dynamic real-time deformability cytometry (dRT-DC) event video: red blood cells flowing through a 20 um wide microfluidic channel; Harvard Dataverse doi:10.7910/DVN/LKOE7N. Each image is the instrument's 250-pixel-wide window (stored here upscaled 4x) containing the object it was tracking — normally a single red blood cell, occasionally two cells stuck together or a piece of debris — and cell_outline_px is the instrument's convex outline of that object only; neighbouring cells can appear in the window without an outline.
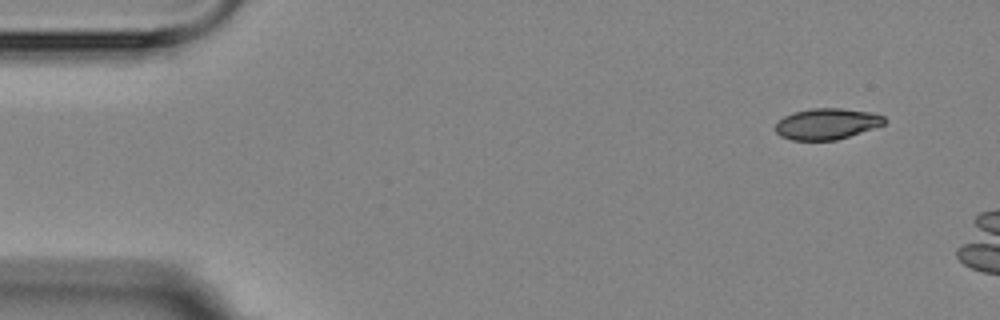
{"species": "Egyptian fruit bat (a non-hibernating species)", "species_latin": "Rousettus aegyptiacus", "temperature_condition": "room temperature", "stored_images_in_passage": 6, "camera_frame_rate_fps": 3000, "um_per_image_px": 0.085, "animal": {"sex": "female"}, "frame": {"image": 1, "passage_image": 1, "time_ms": 0.0, "image_size_px": [1000, 320], "cell_outline_px": [[888, 120], [884, 124], [836, 140], [792, 140], [780, 136], [776, 132], [776, 124], [784, 116], [792, 112], [812, 108], [840, 108], [872, 112], [884, 116]], "centroid_in_image_um": [70.28, 10.51], "position_along_channel_um": 14.7, "area_um2": 19.65}}
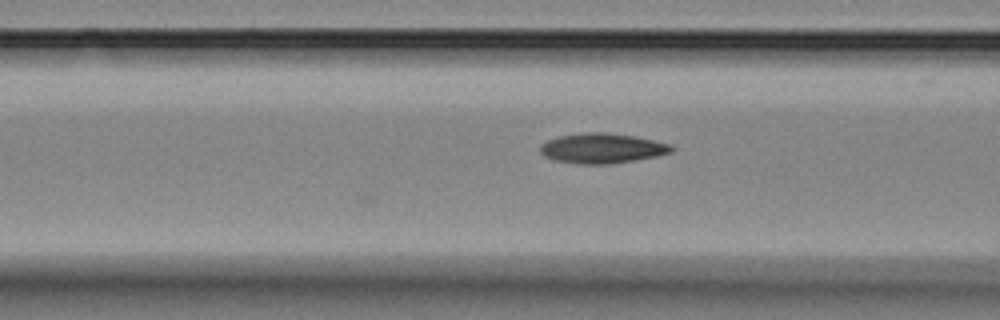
{"frame": {"image": 2, "passage_image": 6, "time_ms": 5.667, "image_size_px": [1000, 320], "cell_outline_px": [[676, 148], [672, 152], [656, 156], [608, 164], [580, 164], [556, 160], [544, 156], [540, 152], [540, 144], [548, 140], [560, 136], [588, 132], [604, 132], [632, 136], [672, 144]], "centroid_in_image_um": [51.18, 12.6], "position_along_channel_um": 115.4, "area_um2": 22.72}}